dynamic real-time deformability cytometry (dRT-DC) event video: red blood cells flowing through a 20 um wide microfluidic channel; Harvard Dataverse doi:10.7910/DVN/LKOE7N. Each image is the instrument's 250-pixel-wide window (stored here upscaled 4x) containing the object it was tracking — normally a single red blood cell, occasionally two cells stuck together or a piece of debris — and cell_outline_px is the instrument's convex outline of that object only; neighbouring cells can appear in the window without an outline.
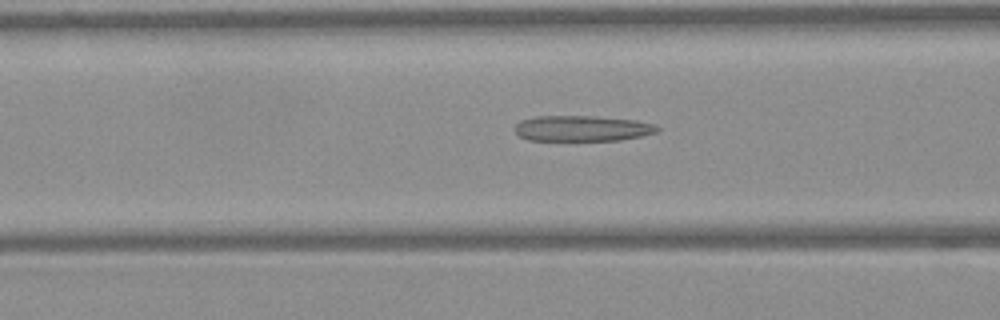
{"species": "Egyptian fruit bat (a non-hibernating species)", "species_latin": "Rousettus aegyptiacus", "temperature_condition": "warm", "stored_images_in_passage": 33, "camera_frame_rate_fps": 3000, "um_per_image_px": 0.085, "frame": {"image": 1, "passage_image": 12, "time_ms": 3.667, "image_size_px": [1000, 320], "cell_outline_px": [[660, 128], [656, 132], [640, 136], [620, 140], [528, 140], [520, 136], [516, 132], [516, 124], [520, 120], [536, 116], [592, 116], [636, 120], [656, 124]], "centroid_in_image_um": [49.49, 10.91], "position_along_channel_um": 117.1, "area_um2": 21.21}}
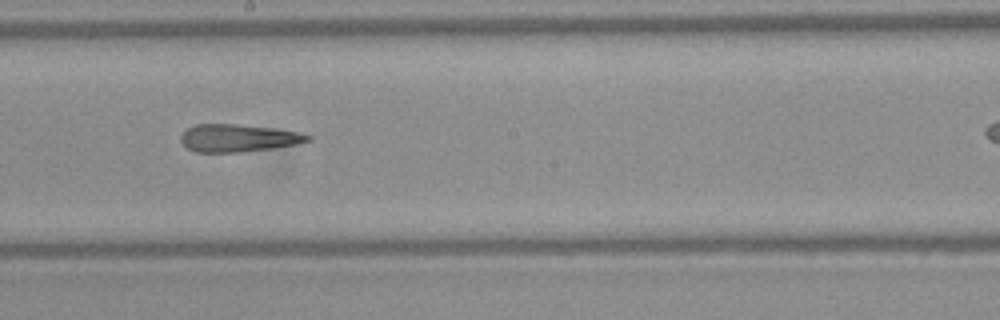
{"frame": {"image": 2, "passage_image": 20, "time_ms": 6.333, "image_size_px": [1000, 320], "cell_outline_px": [[312, 140], [296, 144], [272, 148], [240, 152], [196, 152], [188, 148], [180, 140], [180, 136], [188, 128], [196, 124], [236, 124], [300, 132], [312, 136]], "centroid_in_image_um": [20.25, 11.74], "position_along_channel_um": 228.0, "area_um2": 20.17}}
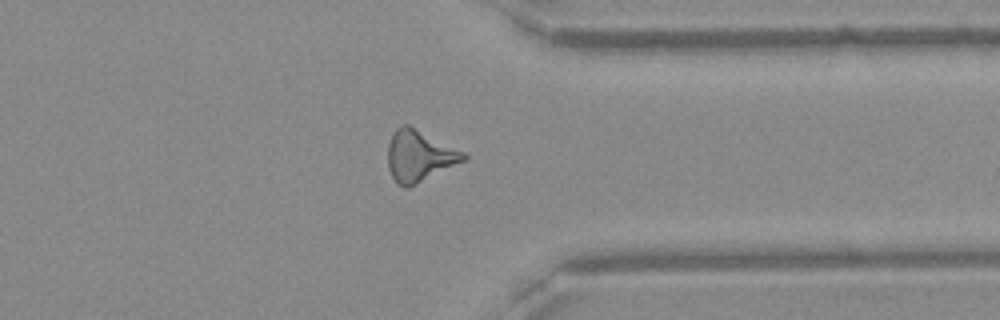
{"frame": {"image": 3, "passage_image": 31, "time_ms": 10.0, "image_size_px": [1000, 320], "cell_outline_px": [[468, 160], [408, 188], [404, 188], [396, 184], [388, 168], [388, 144], [396, 128], [404, 124], [408, 124], [464, 152], [468, 156]], "centroid_in_image_um": [35.65, 13.28], "position_along_channel_um": 375.7, "area_um2": 22.77}}